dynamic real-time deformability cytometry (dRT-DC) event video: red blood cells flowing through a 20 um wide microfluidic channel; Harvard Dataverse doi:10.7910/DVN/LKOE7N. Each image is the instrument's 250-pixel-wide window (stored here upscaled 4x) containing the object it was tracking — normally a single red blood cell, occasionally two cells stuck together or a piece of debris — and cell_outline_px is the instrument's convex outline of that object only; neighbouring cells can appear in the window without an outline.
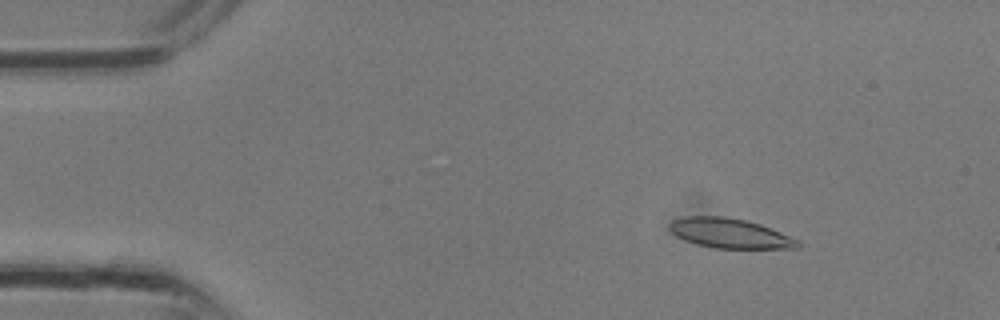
{"species": "common noctule bat (a hibernating species)", "species_latin": "Nyctalus noctula", "temperature_condition": "room temperature", "stored_images_in_passage": 3, "camera_frame_rate_fps": 3000, "um_per_image_px": 0.085, "animal": {"sex": "male", "body_mass_g": 13.3}, "frame": {"image": 1, "passage_image": 1, "time_ms": 0.0, "image_size_px": [1000, 320], "cell_outline_px": [[800, 244], [796, 248], [716, 248], [696, 244], [684, 240], [676, 236], [668, 228], [668, 224], [672, 220], [684, 216], [724, 216], [744, 220], [760, 224], [800, 240]], "centroid_in_image_um": [61.99, 19.82], "position_along_channel_um": 23.0, "area_um2": 22.2}}